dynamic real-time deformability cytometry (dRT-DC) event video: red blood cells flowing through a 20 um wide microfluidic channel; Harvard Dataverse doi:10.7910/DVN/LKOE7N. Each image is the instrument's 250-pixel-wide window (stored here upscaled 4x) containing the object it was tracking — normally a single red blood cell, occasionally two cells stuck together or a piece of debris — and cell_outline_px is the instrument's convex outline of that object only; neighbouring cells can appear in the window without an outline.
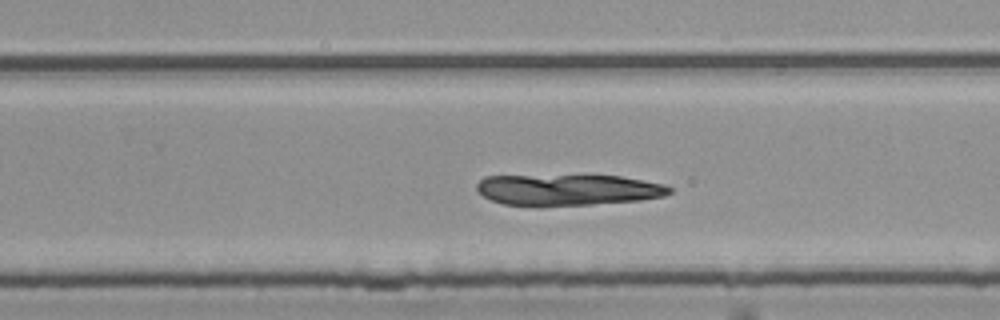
{"species": "common noctule bat (a hibernating species)", "species_latin": "Nyctalus noctula", "temperature_condition": "room temperature", "stored_images_in_passage": 48, "camera_frame_rate_fps": 3000, "um_per_image_px": 0.085, "animal": {"sex": "female", "body_mass_g": 25.1}, "frame": {"image": 1, "passage_image": 32, "time_ms": 10.333, "image_size_px": [1000, 320], "cell_outline_px": [[672, 192], [664, 196], [640, 200], [592, 204], [504, 204], [492, 200], [484, 196], [476, 188], [476, 184], [484, 176], [620, 176], [664, 184], [672, 188]], "centroid_in_image_um": [48.31, 16.11], "position_along_channel_um": 281.5, "area_um2": 34.04}}
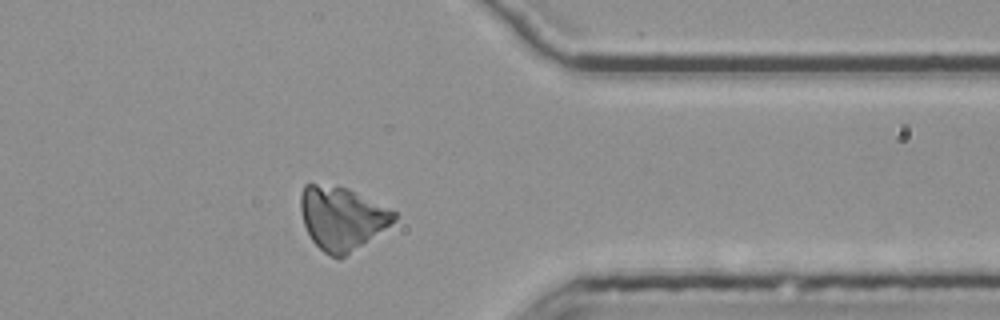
{"frame": {"image": 2, "passage_image": 41, "time_ms": 13.333, "image_size_px": [1000, 320], "cell_outline_px": [[396, 220], [340, 260], [324, 252], [312, 240], [304, 224], [300, 212], [300, 192], [304, 184], [316, 184], [348, 188], [396, 212]], "centroid_in_image_um": [29.01, 18.54], "position_along_channel_um": 382.4, "area_um2": 33.99}}
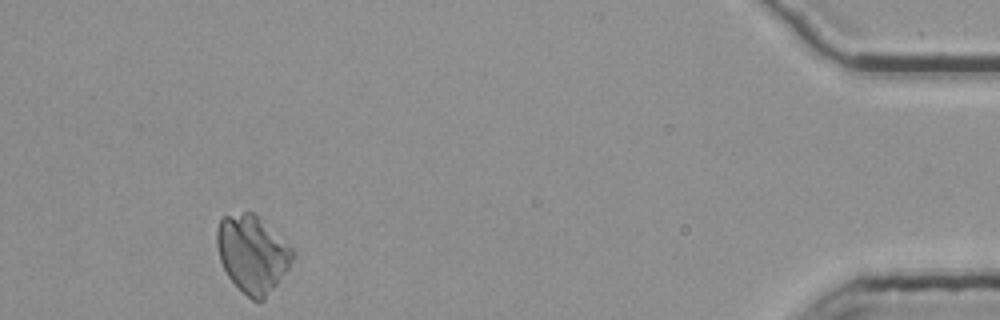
{"frame": {"image": 3, "passage_image": 48, "time_ms": 15.667, "image_size_px": [1000, 320], "cell_outline_px": [[296, 256], [288, 268], [264, 300], [256, 304], [228, 276], [220, 260], [216, 244], [216, 232], [220, 220], [224, 216], [244, 212], [252, 212], [288, 244], [292, 248]], "centroid_in_image_um": [21.45, 21.59], "position_along_channel_um": 413.8, "area_um2": 33.58}}